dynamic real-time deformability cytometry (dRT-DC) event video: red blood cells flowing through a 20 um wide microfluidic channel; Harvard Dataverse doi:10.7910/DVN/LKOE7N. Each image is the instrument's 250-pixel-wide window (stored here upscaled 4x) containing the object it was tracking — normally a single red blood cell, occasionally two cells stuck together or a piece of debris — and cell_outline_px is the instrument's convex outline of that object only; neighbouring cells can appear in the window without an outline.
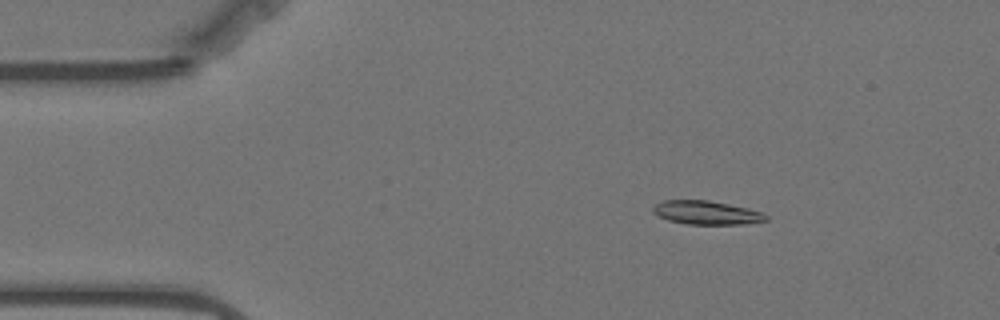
{"species": "Egyptian fruit bat (a non-hibernating species)", "species_latin": "Rousettus aegyptiacus", "temperature_condition": "warm", "stored_images_in_passage": 49, "camera_frame_rate_fps": 3000, "um_per_image_px": 0.085, "animal": {"sex": "female"}, "frame": {"image": 1, "passage_image": 1, "time_ms": 0.0, "image_size_px": [1000, 320], "cell_outline_px": [[768, 220], [744, 224], [688, 224], [668, 220], [652, 212], [652, 208], [656, 204], [664, 200], [708, 200], [748, 208], [760, 212], [768, 216]], "centroid_in_image_um": [60.05, 18.07], "position_along_channel_um": 25.0, "area_um2": 15.43}}
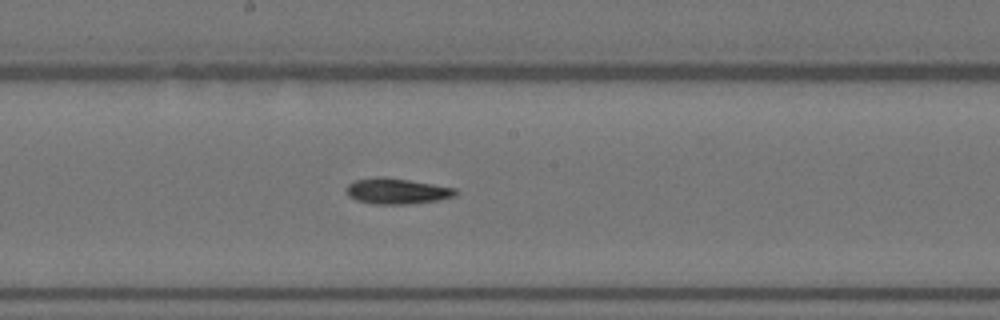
{"frame": {"image": 2, "passage_image": 22, "time_ms": 7.0, "image_size_px": [1000, 320], "cell_outline_px": [[456, 196], [436, 200], [408, 204], [372, 204], [356, 200], [348, 196], [344, 188], [348, 184], [356, 180], [380, 176], [384, 176], [456, 188]], "centroid_in_image_um": [33.68, 16.24], "position_along_channel_um": 214.5, "area_um2": 16.36}}
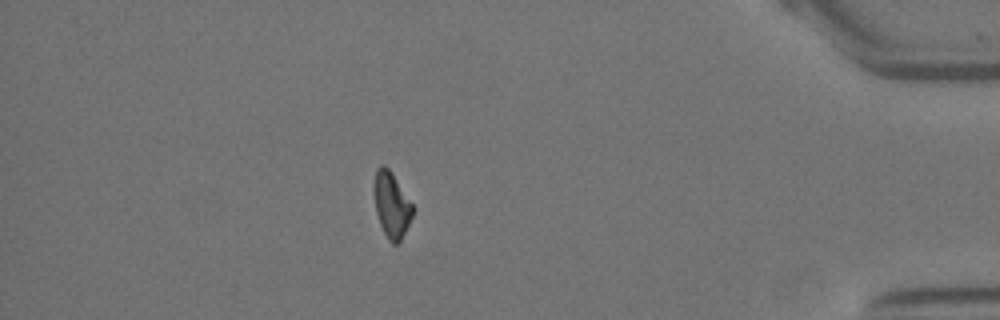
{"frame": {"image": 3, "passage_image": 42, "time_ms": 13.667, "image_size_px": [1000, 320], "cell_outline_px": [[416, 208], [400, 244], [392, 244], [388, 240], [380, 224], [376, 212], [372, 192], [372, 184], [376, 168], [380, 164], [384, 164], [388, 168]], "centroid_in_image_um": [33.27, 17.41], "position_along_channel_um": 401.9, "area_um2": 15.32}, "authors_computed_cell_mechanics": {"area_um2": 16.0684, "velocity_mm_per_s": 3.5289, "shape_relaxation_time_tau1_ms": 8.5916, "shape_relaxation_time_tau2_ms": null, "deformation_change_tau1": 0.1943, "deformation_change_tau2": null}}